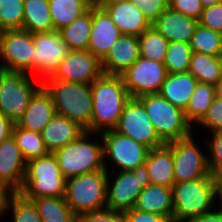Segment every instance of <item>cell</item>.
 <instances>
[{
  "label": "cell",
  "mask_w": 222,
  "mask_h": 222,
  "mask_svg": "<svg viewBox=\"0 0 222 222\" xmlns=\"http://www.w3.org/2000/svg\"><path fill=\"white\" fill-rule=\"evenodd\" d=\"M91 92V133L113 130L118 124L125 104L131 98L122 77L103 73L91 84Z\"/></svg>",
  "instance_id": "6da1fadb"
},
{
  "label": "cell",
  "mask_w": 222,
  "mask_h": 222,
  "mask_svg": "<svg viewBox=\"0 0 222 222\" xmlns=\"http://www.w3.org/2000/svg\"><path fill=\"white\" fill-rule=\"evenodd\" d=\"M42 86L51 95L58 115L67 117L85 131L91 132V84L44 80Z\"/></svg>",
  "instance_id": "7a4b0ae2"
},
{
  "label": "cell",
  "mask_w": 222,
  "mask_h": 222,
  "mask_svg": "<svg viewBox=\"0 0 222 222\" xmlns=\"http://www.w3.org/2000/svg\"><path fill=\"white\" fill-rule=\"evenodd\" d=\"M173 222H186L213 211L216 200V176L174 183L172 186Z\"/></svg>",
  "instance_id": "3957f363"
},
{
  "label": "cell",
  "mask_w": 222,
  "mask_h": 222,
  "mask_svg": "<svg viewBox=\"0 0 222 222\" xmlns=\"http://www.w3.org/2000/svg\"><path fill=\"white\" fill-rule=\"evenodd\" d=\"M95 134L98 135V133L84 131L76 140L53 152L60 172L66 179L105 170L103 142L94 143L89 139Z\"/></svg>",
  "instance_id": "277c9868"
},
{
  "label": "cell",
  "mask_w": 222,
  "mask_h": 222,
  "mask_svg": "<svg viewBox=\"0 0 222 222\" xmlns=\"http://www.w3.org/2000/svg\"><path fill=\"white\" fill-rule=\"evenodd\" d=\"M143 104L159 139L170 143L193 134V126L187 121L184 110L174 106L159 93L137 97Z\"/></svg>",
  "instance_id": "5b68a950"
},
{
  "label": "cell",
  "mask_w": 222,
  "mask_h": 222,
  "mask_svg": "<svg viewBox=\"0 0 222 222\" xmlns=\"http://www.w3.org/2000/svg\"><path fill=\"white\" fill-rule=\"evenodd\" d=\"M66 178L61 174L53 153L27 161L20 190L27 199L64 197Z\"/></svg>",
  "instance_id": "8992f818"
},
{
  "label": "cell",
  "mask_w": 222,
  "mask_h": 222,
  "mask_svg": "<svg viewBox=\"0 0 222 222\" xmlns=\"http://www.w3.org/2000/svg\"><path fill=\"white\" fill-rule=\"evenodd\" d=\"M107 175L106 170H100L66 179L64 198L77 216L107 208Z\"/></svg>",
  "instance_id": "52a82bcc"
},
{
  "label": "cell",
  "mask_w": 222,
  "mask_h": 222,
  "mask_svg": "<svg viewBox=\"0 0 222 222\" xmlns=\"http://www.w3.org/2000/svg\"><path fill=\"white\" fill-rule=\"evenodd\" d=\"M30 77L26 72L0 70V112L14 123L23 116L29 101L42 87V82L36 86Z\"/></svg>",
  "instance_id": "ba28073f"
},
{
  "label": "cell",
  "mask_w": 222,
  "mask_h": 222,
  "mask_svg": "<svg viewBox=\"0 0 222 222\" xmlns=\"http://www.w3.org/2000/svg\"><path fill=\"white\" fill-rule=\"evenodd\" d=\"M32 33L22 30L0 31V70L33 73Z\"/></svg>",
  "instance_id": "9c48e42d"
},
{
  "label": "cell",
  "mask_w": 222,
  "mask_h": 222,
  "mask_svg": "<svg viewBox=\"0 0 222 222\" xmlns=\"http://www.w3.org/2000/svg\"><path fill=\"white\" fill-rule=\"evenodd\" d=\"M98 135H101L103 142L104 165L107 172L106 159L115 163L114 165L120 168L119 171H132L145 164L150 151L147 146L114 130H107Z\"/></svg>",
  "instance_id": "30bf717a"
},
{
  "label": "cell",
  "mask_w": 222,
  "mask_h": 222,
  "mask_svg": "<svg viewBox=\"0 0 222 222\" xmlns=\"http://www.w3.org/2000/svg\"><path fill=\"white\" fill-rule=\"evenodd\" d=\"M107 178V208L116 211L132 209L140 192L150 184V177L144 165L132 171H118L115 179ZM112 184V185H111Z\"/></svg>",
  "instance_id": "8fae6325"
},
{
  "label": "cell",
  "mask_w": 222,
  "mask_h": 222,
  "mask_svg": "<svg viewBox=\"0 0 222 222\" xmlns=\"http://www.w3.org/2000/svg\"><path fill=\"white\" fill-rule=\"evenodd\" d=\"M194 134L167 143L173 153L175 183L207 177L210 174L207 154L197 146Z\"/></svg>",
  "instance_id": "7c38bea8"
},
{
  "label": "cell",
  "mask_w": 222,
  "mask_h": 222,
  "mask_svg": "<svg viewBox=\"0 0 222 222\" xmlns=\"http://www.w3.org/2000/svg\"><path fill=\"white\" fill-rule=\"evenodd\" d=\"M114 131L132 138L149 149L164 143L159 139L143 104L137 98H130L124 106Z\"/></svg>",
  "instance_id": "4fadbf2b"
},
{
  "label": "cell",
  "mask_w": 222,
  "mask_h": 222,
  "mask_svg": "<svg viewBox=\"0 0 222 222\" xmlns=\"http://www.w3.org/2000/svg\"><path fill=\"white\" fill-rule=\"evenodd\" d=\"M168 72L163 63L139 57L120 76L131 98L158 93Z\"/></svg>",
  "instance_id": "5bb4252c"
},
{
  "label": "cell",
  "mask_w": 222,
  "mask_h": 222,
  "mask_svg": "<svg viewBox=\"0 0 222 222\" xmlns=\"http://www.w3.org/2000/svg\"><path fill=\"white\" fill-rule=\"evenodd\" d=\"M102 74L101 60L89 50L70 51L54 73L43 80L92 84Z\"/></svg>",
  "instance_id": "9a60e30c"
},
{
  "label": "cell",
  "mask_w": 222,
  "mask_h": 222,
  "mask_svg": "<svg viewBox=\"0 0 222 222\" xmlns=\"http://www.w3.org/2000/svg\"><path fill=\"white\" fill-rule=\"evenodd\" d=\"M32 38L35 47L33 74H39V77L41 75L45 79L54 73L71 50L58 31L33 33Z\"/></svg>",
  "instance_id": "2e32d148"
},
{
  "label": "cell",
  "mask_w": 222,
  "mask_h": 222,
  "mask_svg": "<svg viewBox=\"0 0 222 222\" xmlns=\"http://www.w3.org/2000/svg\"><path fill=\"white\" fill-rule=\"evenodd\" d=\"M26 164L12 135L0 143V181L14 192H20L22 188Z\"/></svg>",
  "instance_id": "e0dca14e"
},
{
  "label": "cell",
  "mask_w": 222,
  "mask_h": 222,
  "mask_svg": "<svg viewBox=\"0 0 222 222\" xmlns=\"http://www.w3.org/2000/svg\"><path fill=\"white\" fill-rule=\"evenodd\" d=\"M121 36L109 14L102 8L92 9V27L88 50L102 60Z\"/></svg>",
  "instance_id": "ac0fdd59"
},
{
  "label": "cell",
  "mask_w": 222,
  "mask_h": 222,
  "mask_svg": "<svg viewBox=\"0 0 222 222\" xmlns=\"http://www.w3.org/2000/svg\"><path fill=\"white\" fill-rule=\"evenodd\" d=\"M139 57L138 36L121 34L108 54L101 60L103 73L120 76Z\"/></svg>",
  "instance_id": "d6986e66"
},
{
  "label": "cell",
  "mask_w": 222,
  "mask_h": 222,
  "mask_svg": "<svg viewBox=\"0 0 222 222\" xmlns=\"http://www.w3.org/2000/svg\"><path fill=\"white\" fill-rule=\"evenodd\" d=\"M56 114L52 97L42 86L31 98L16 124L29 131L41 132Z\"/></svg>",
  "instance_id": "ffe728a7"
},
{
  "label": "cell",
  "mask_w": 222,
  "mask_h": 222,
  "mask_svg": "<svg viewBox=\"0 0 222 222\" xmlns=\"http://www.w3.org/2000/svg\"><path fill=\"white\" fill-rule=\"evenodd\" d=\"M198 24V20L168 8L152 26L169 42L189 44Z\"/></svg>",
  "instance_id": "44dd1931"
},
{
  "label": "cell",
  "mask_w": 222,
  "mask_h": 222,
  "mask_svg": "<svg viewBox=\"0 0 222 222\" xmlns=\"http://www.w3.org/2000/svg\"><path fill=\"white\" fill-rule=\"evenodd\" d=\"M111 19L121 34L140 36L152 25L147 21L141 9L130 0L111 5H100Z\"/></svg>",
  "instance_id": "7402d4cb"
},
{
  "label": "cell",
  "mask_w": 222,
  "mask_h": 222,
  "mask_svg": "<svg viewBox=\"0 0 222 222\" xmlns=\"http://www.w3.org/2000/svg\"><path fill=\"white\" fill-rule=\"evenodd\" d=\"M145 166L150 184L172 188L175 183L173 153L167 144L150 149Z\"/></svg>",
  "instance_id": "603a6c76"
},
{
  "label": "cell",
  "mask_w": 222,
  "mask_h": 222,
  "mask_svg": "<svg viewBox=\"0 0 222 222\" xmlns=\"http://www.w3.org/2000/svg\"><path fill=\"white\" fill-rule=\"evenodd\" d=\"M85 130L76 122L58 114L40 132L49 153L76 140Z\"/></svg>",
  "instance_id": "cb8c5ba5"
},
{
  "label": "cell",
  "mask_w": 222,
  "mask_h": 222,
  "mask_svg": "<svg viewBox=\"0 0 222 222\" xmlns=\"http://www.w3.org/2000/svg\"><path fill=\"white\" fill-rule=\"evenodd\" d=\"M133 209L173 219L172 188L149 184L138 195Z\"/></svg>",
  "instance_id": "d4e9b609"
},
{
  "label": "cell",
  "mask_w": 222,
  "mask_h": 222,
  "mask_svg": "<svg viewBox=\"0 0 222 222\" xmlns=\"http://www.w3.org/2000/svg\"><path fill=\"white\" fill-rule=\"evenodd\" d=\"M197 84V79L189 71L168 73L158 93L174 106L185 110Z\"/></svg>",
  "instance_id": "484cf974"
},
{
  "label": "cell",
  "mask_w": 222,
  "mask_h": 222,
  "mask_svg": "<svg viewBox=\"0 0 222 222\" xmlns=\"http://www.w3.org/2000/svg\"><path fill=\"white\" fill-rule=\"evenodd\" d=\"M22 30L30 33L54 31L48 0H24Z\"/></svg>",
  "instance_id": "4316f807"
},
{
  "label": "cell",
  "mask_w": 222,
  "mask_h": 222,
  "mask_svg": "<svg viewBox=\"0 0 222 222\" xmlns=\"http://www.w3.org/2000/svg\"><path fill=\"white\" fill-rule=\"evenodd\" d=\"M92 27V9L58 32L71 51L88 50Z\"/></svg>",
  "instance_id": "83f0119b"
},
{
  "label": "cell",
  "mask_w": 222,
  "mask_h": 222,
  "mask_svg": "<svg viewBox=\"0 0 222 222\" xmlns=\"http://www.w3.org/2000/svg\"><path fill=\"white\" fill-rule=\"evenodd\" d=\"M189 72L198 82L217 86L222 72V56L192 52Z\"/></svg>",
  "instance_id": "f1b7e54d"
},
{
  "label": "cell",
  "mask_w": 222,
  "mask_h": 222,
  "mask_svg": "<svg viewBox=\"0 0 222 222\" xmlns=\"http://www.w3.org/2000/svg\"><path fill=\"white\" fill-rule=\"evenodd\" d=\"M217 94V86L198 82L184 110L185 117L191 125L197 124L205 116Z\"/></svg>",
  "instance_id": "f546056e"
},
{
  "label": "cell",
  "mask_w": 222,
  "mask_h": 222,
  "mask_svg": "<svg viewBox=\"0 0 222 222\" xmlns=\"http://www.w3.org/2000/svg\"><path fill=\"white\" fill-rule=\"evenodd\" d=\"M42 222H77V215L64 197L33 199Z\"/></svg>",
  "instance_id": "4dcf8cb0"
},
{
  "label": "cell",
  "mask_w": 222,
  "mask_h": 222,
  "mask_svg": "<svg viewBox=\"0 0 222 222\" xmlns=\"http://www.w3.org/2000/svg\"><path fill=\"white\" fill-rule=\"evenodd\" d=\"M54 31L70 25L89 9L80 0H48Z\"/></svg>",
  "instance_id": "1f68e13d"
},
{
  "label": "cell",
  "mask_w": 222,
  "mask_h": 222,
  "mask_svg": "<svg viewBox=\"0 0 222 222\" xmlns=\"http://www.w3.org/2000/svg\"><path fill=\"white\" fill-rule=\"evenodd\" d=\"M12 136L26 161L49 154L40 132L26 130L15 123Z\"/></svg>",
  "instance_id": "d6a6232c"
},
{
  "label": "cell",
  "mask_w": 222,
  "mask_h": 222,
  "mask_svg": "<svg viewBox=\"0 0 222 222\" xmlns=\"http://www.w3.org/2000/svg\"><path fill=\"white\" fill-rule=\"evenodd\" d=\"M140 57L163 63L169 41L162 36L153 26L145 30L140 36Z\"/></svg>",
  "instance_id": "836d02e7"
},
{
  "label": "cell",
  "mask_w": 222,
  "mask_h": 222,
  "mask_svg": "<svg viewBox=\"0 0 222 222\" xmlns=\"http://www.w3.org/2000/svg\"><path fill=\"white\" fill-rule=\"evenodd\" d=\"M192 52L222 56V34L200 24L189 42Z\"/></svg>",
  "instance_id": "e575fe53"
},
{
  "label": "cell",
  "mask_w": 222,
  "mask_h": 222,
  "mask_svg": "<svg viewBox=\"0 0 222 222\" xmlns=\"http://www.w3.org/2000/svg\"><path fill=\"white\" fill-rule=\"evenodd\" d=\"M192 50L185 42H169L163 64L168 73L188 72Z\"/></svg>",
  "instance_id": "d590c367"
},
{
  "label": "cell",
  "mask_w": 222,
  "mask_h": 222,
  "mask_svg": "<svg viewBox=\"0 0 222 222\" xmlns=\"http://www.w3.org/2000/svg\"><path fill=\"white\" fill-rule=\"evenodd\" d=\"M10 210L13 222H42L34 201L27 199L20 192L11 195L6 212Z\"/></svg>",
  "instance_id": "8d00e7d4"
},
{
  "label": "cell",
  "mask_w": 222,
  "mask_h": 222,
  "mask_svg": "<svg viewBox=\"0 0 222 222\" xmlns=\"http://www.w3.org/2000/svg\"><path fill=\"white\" fill-rule=\"evenodd\" d=\"M24 0H0V31L22 29Z\"/></svg>",
  "instance_id": "74e56055"
},
{
  "label": "cell",
  "mask_w": 222,
  "mask_h": 222,
  "mask_svg": "<svg viewBox=\"0 0 222 222\" xmlns=\"http://www.w3.org/2000/svg\"><path fill=\"white\" fill-rule=\"evenodd\" d=\"M213 137L208 141L209 156L207 163L210 174L216 176L222 171V131L211 132Z\"/></svg>",
  "instance_id": "f35d334b"
},
{
  "label": "cell",
  "mask_w": 222,
  "mask_h": 222,
  "mask_svg": "<svg viewBox=\"0 0 222 222\" xmlns=\"http://www.w3.org/2000/svg\"><path fill=\"white\" fill-rule=\"evenodd\" d=\"M77 222H127V219L123 211L104 208L79 214Z\"/></svg>",
  "instance_id": "ab89813d"
},
{
  "label": "cell",
  "mask_w": 222,
  "mask_h": 222,
  "mask_svg": "<svg viewBox=\"0 0 222 222\" xmlns=\"http://www.w3.org/2000/svg\"><path fill=\"white\" fill-rule=\"evenodd\" d=\"M207 130L222 131V96L217 94L205 116L197 123Z\"/></svg>",
  "instance_id": "60d3db41"
},
{
  "label": "cell",
  "mask_w": 222,
  "mask_h": 222,
  "mask_svg": "<svg viewBox=\"0 0 222 222\" xmlns=\"http://www.w3.org/2000/svg\"><path fill=\"white\" fill-rule=\"evenodd\" d=\"M137 5L147 21L152 25L169 8V0H130Z\"/></svg>",
  "instance_id": "b9f144b4"
},
{
  "label": "cell",
  "mask_w": 222,
  "mask_h": 222,
  "mask_svg": "<svg viewBox=\"0 0 222 222\" xmlns=\"http://www.w3.org/2000/svg\"><path fill=\"white\" fill-rule=\"evenodd\" d=\"M198 23L222 34V1L204 8Z\"/></svg>",
  "instance_id": "7bdbcfd3"
},
{
  "label": "cell",
  "mask_w": 222,
  "mask_h": 222,
  "mask_svg": "<svg viewBox=\"0 0 222 222\" xmlns=\"http://www.w3.org/2000/svg\"><path fill=\"white\" fill-rule=\"evenodd\" d=\"M169 8L196 20L204 9L201 0H169Z\"/></svg>",
  "instance_id": "ee69618b"
},
{
  "label": "cell",
  "mask_w": 222,
  "mask_h": 222,
  "mask_svg": "<svg viewBox=\"0 0 222 222\" xmlns=\"http://www.w3.org/2000/svg\"><path fill=\"white\" fill-rule=\"evenodd\" d=\"M127 222H173V219L150 212L137 211L129 209L124 211Z\"/></svg>",
  "instance_id": "f6af8a7d"
},
{
  "label": "cell",
  "mask_w": 222,
  "mask_h": 222,
  "mask_svg": "<svg viewBox=\"0 0 222 222\" xmlns=\"http://www.w3.org/2000/svg\"><path fill=\"white\" fill-rule=\"evenodd\" d=\"M15 123L0 112V143L12 135Z\"/></svg>",
  "instance_id": "bcb514c9"
},
{
  "label": "cell",
  "mask_w": 222,
  "mask_h": 222,
  "mask_svg": "<svg viewBox=\"0 0 222 222\" xmlns=\"http://www.w3.org/2000/svg\"><path fill=\"white\" fill-rule=\"evenodd\" d=\"M13 193L14 191L11 188L0 181V219L6 213V208Z\"/></svg>",
  "instance_id": "7dc6e473"
},
{
  "label": "cell",
  "mask_w": 222,
  "mask_h": 222,
  "mask_svg": "<svg viewBox=\"0 0 222 222\" xmlns=\"http://www.w3.org/2000/svg\"><path fill=\"white\" fill-rule=\"evenodd\" d=\"M186 222H222V210L214 208L213 211L189 219Z\"/></svg>",
  "instance_id": "c3c4849f"
},
{
  "label": "cell",
  "mask_w": 222,
  "mask_h": 222,
  "mask_svg": "<svg viewBox=\"0 0 222 222\" xmlns=\"http://www.w3.org/2000/svg\"><path fill=\"white\" fill-rule=\"evenodd\" d=\"M216 196H218L221 201V207L218 209L222 210V171L216 175Z\"/></svg>",
  "instance_id": "681fc988"
},
{
  "label": "cell",
  "mask_w": 222,
  "mask_h": 222,
  "mask_svg": "<svg viewBox=\"0 0 222 222\" xmlns=\"http://www.w3.org/2000/svg\"><path fill=\"white\" fill-rule=\"evenodd\" d=\"M89 10L100 8L101 0H80Z\"/></svg>",
  "instance_id": "f907efd6"
},
{
  "label": "cell",
  "mask_w": 222,
  "mask_h": 222,
  "mask_svg": "<svg viewBox=\"0 0 222 222\" xmlns=\"http://www.w3.org/2000/svg\"><path fill=\"white\" fill-rule=\"evenodd\" d=\"M222 0H201L203 8L210 7L214 4L220 3Z\"/></svg>",
  "instance_id": "816d5d0a"
},
{
  "label": "cell",
  "mask_w": 222,
  "mask_h": 222,
  "mask_svg": "<svg viewBox=\"0 0 222 222\" xmlns=\"http://www.w3.org/2000/svg\"><path fill=\"white\" fill-rule=\"evenodd\" d=\"M124 1L128 0H101L100 5H111V4L122 3Z\"/></svg>",
  "instance_id": "f5cc1de1"
},
{
  "label": "cell",
  "mask_w": 222,
  "mask_h": 222,
  "mask_svg": "<svg viewBox=\"0 0 222 222\" xmlns=\"http://www.w3.org/2000/svg\"><path fill=\"white\" fill-rule=\"evenodd\" d=\"M217 93L222 96V72L219 79V83L217 85Z\"/></svg>",
  "instance_id": "db71d44e"
}]
</instances>
